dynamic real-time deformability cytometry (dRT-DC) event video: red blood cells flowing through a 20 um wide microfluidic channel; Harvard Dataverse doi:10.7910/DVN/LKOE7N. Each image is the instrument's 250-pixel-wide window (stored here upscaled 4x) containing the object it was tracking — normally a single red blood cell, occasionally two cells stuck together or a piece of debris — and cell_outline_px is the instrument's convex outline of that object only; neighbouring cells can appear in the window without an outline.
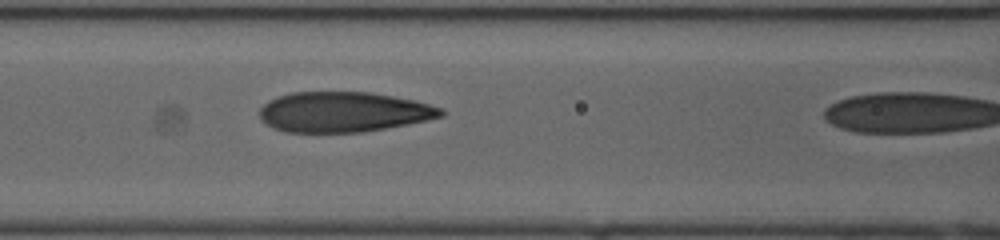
{"species": "human", "species_latin": "Homo sapiens", "temperature_condition": "cold", "stored_images_in_passage": 18, "camera_frame_rate_fps": 3000, "um_per_image_px": 0.085, "donor": {"sex": "female"}, "frame": {"image": 1, "passage_image": 17, "time_ms": 5.333, "image_size_px": [1000, 240], "cell_outline_px": [[444, 116], [428, 120], [408, 124], [360, 132], [284, 132], [272, 128], [260, 116], [260, 108], [268, 100], [292, 92], [372, 92], [412, 100], [444, 108]], "centroid_in_image_um": [29.21, 9.52], "position_along_channel_um": 137.4, "area_um2": 42.37}}